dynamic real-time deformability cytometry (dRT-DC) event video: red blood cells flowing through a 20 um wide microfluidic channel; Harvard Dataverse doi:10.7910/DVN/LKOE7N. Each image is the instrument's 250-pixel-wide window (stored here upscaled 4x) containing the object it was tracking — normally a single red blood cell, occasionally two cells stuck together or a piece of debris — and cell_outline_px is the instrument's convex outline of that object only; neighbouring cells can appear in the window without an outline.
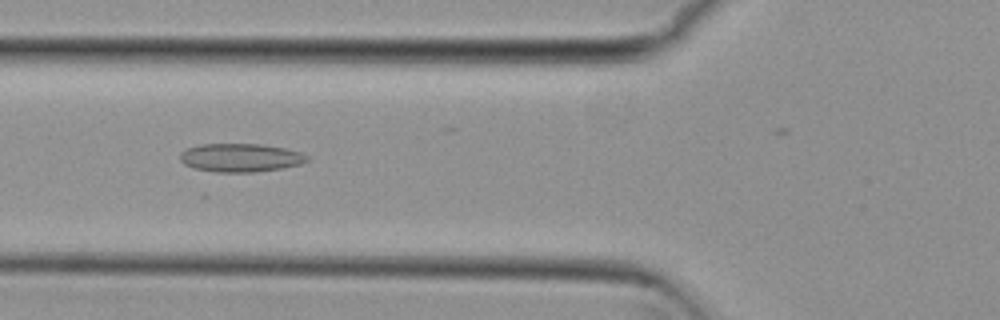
{"species": "common noctule bat (a hibernating species)", "species_latin": "Nyctalus noctula", "temperature_condition": "cold", "stored_images_in_passage": 28, "camera_frame_rate_fps": 3000, "um_per_image_px": 0.085, "animal": {"sex": "female", "body_mass_g": 29.2, "forearm_length_mm": 56.3}, "frame": {"image": 1, "passage_image": 5, "time_ms": 1.333, "image_size_px": [1000, 320], "cell_outline_px": [[308, 160], [300, 164], [280, 168], [252, 172], [216, 172], [192, 168], [184, 164], [180, 160], [180, 152], [188, 148], [200, 144], [260, 144], [284, 148], [300, 152], [308, 156]], "centroid_in_image_um": [20.4, 13.4], "position_along_channel_um": 105.4, "area_um2": 20.92}}
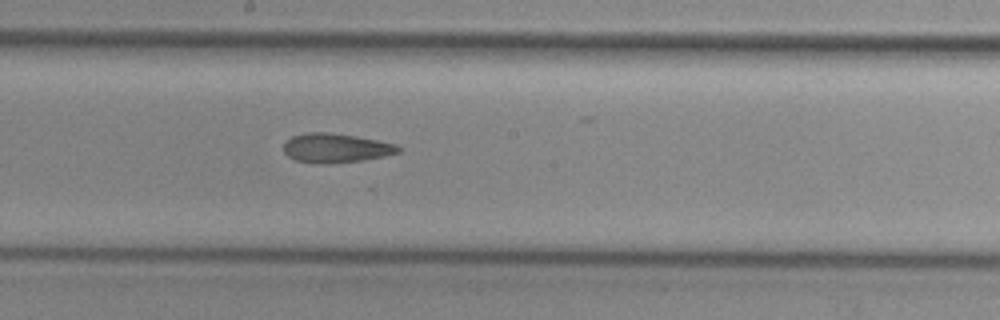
{"frame": {"image": 2, "passage_image": 14, "time_ms": 4.333, "image_size_px": [1000, 320], "cell_outline_px": [[400, 152], [384, 156], [364, 160], [328, 164], [324, 164], [296, 160], [288, 156], [284, 152], [284, 144], [292, 136], [308, 132], [328, 132], [356, 136], [396, 144], [400, 148]], "centroid_in_image_um": [28.55, 12.58], "position_along_channel_um": 219.7, "area_um2": 19.42}}
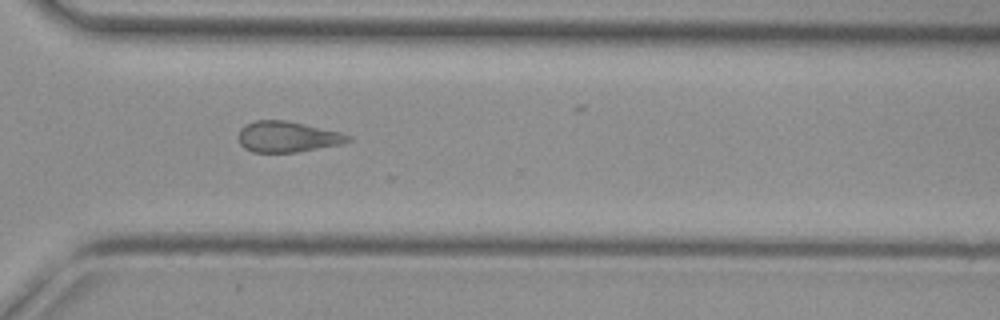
{"frame": {"image": 3, "passage_image": 24, "time_ms": 7.667, "image_size_px": [1000, 320], "cell_outline_px": [[352, 140], [340, 144], [296, 152], [252, 152], [244, 148], [240, 144], [236, 136], [240, 128], [244, 124], [256, 120], [284, 120], [304, 124], [340, 132], [352, 136]], "centroid_in_image_um": [24.37, 11.62], "position_along_channel_um": 346.2, "area_um2": 19.77}}